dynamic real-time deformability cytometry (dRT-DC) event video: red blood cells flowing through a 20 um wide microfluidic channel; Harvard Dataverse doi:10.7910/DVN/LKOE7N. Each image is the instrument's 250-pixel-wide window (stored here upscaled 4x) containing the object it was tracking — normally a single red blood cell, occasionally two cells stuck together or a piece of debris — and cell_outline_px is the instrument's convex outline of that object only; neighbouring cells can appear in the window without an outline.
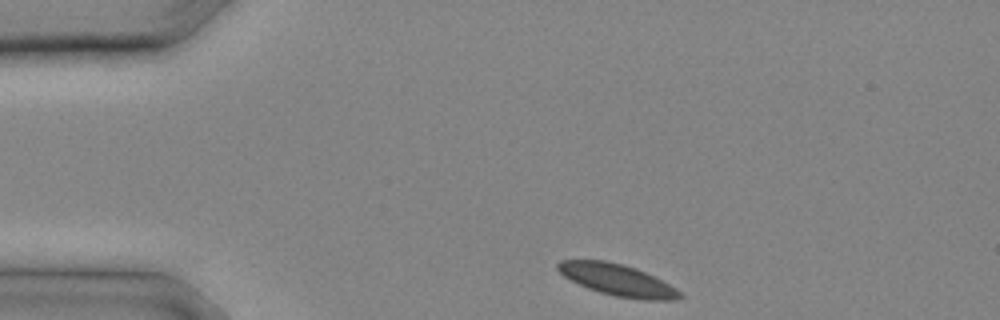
{"species": "common noctule bat (a hibernating species)", "species_latin": "Nyctalus noctula", "temperature_condition": "cold", "stored_images_in_passage": 7, "camera_frame_rate_fps": 3000, "um_per_image_px": 0.085, "animal": {"sex": "male", "body_mass_g": 20.4}, "frame": {"image": 1, "passage_image": 1, "time_ms": 0.0, "image_size_px": [1000, 320], "cell_outline_px": [[684, 296], [680, 300], [644, 300], [616, 296], [600, 292], [588, 288], [564, 276], [556, 268], [556, 264], [560, 260], [604, 260], [636, 268], [676, 288]], "centroid_in_image_um": [52.49, 23.8], "position_along_channel_um": 32.5, "area_um2": 22.2}}
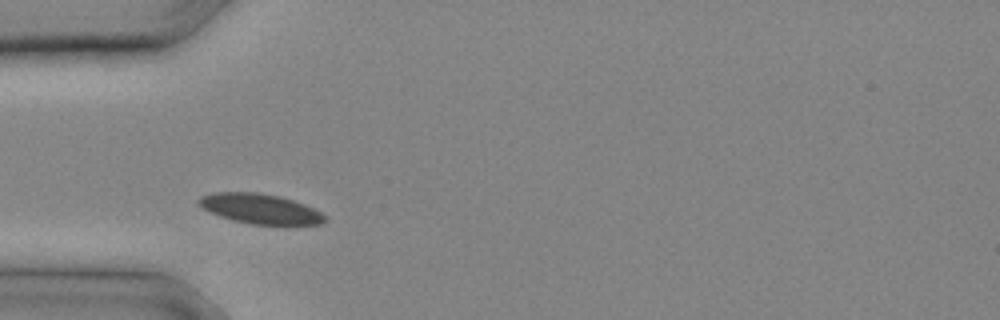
{"frame": {"image": 2, "passage_image": 4, "time_ms": 1.0, "image_size_px": [1000, 320], "cell_outline_px": [[328, 220], [320, 224], [252, 224], [232, 220], [208, 212], [200, 208], [196, 200], [200, 196], [216, 192], [260, 192], [280, 196], [304, 204], [320, 212]], "centroid_in_image_um": [22.04, 17.73], "position_along_channel_um": 63.0, "area_um2": 22.02}}
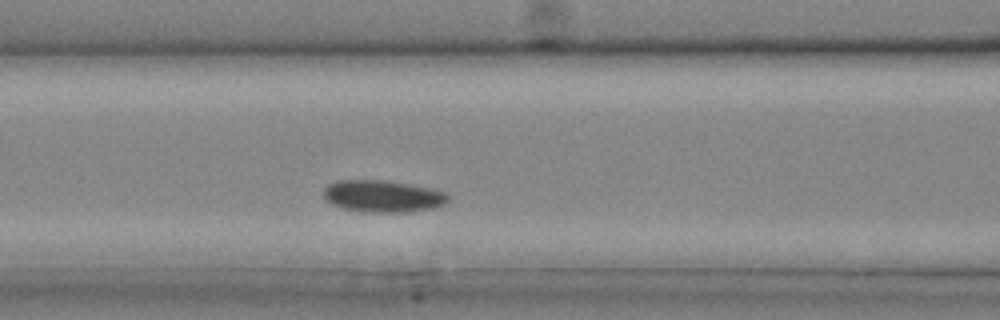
{"frame": {"image": 3, "passage_image": 7, "time_ms": 2.0, "image_size_px": [1000, 320], "cell_outline_px": [[448, 200], [444, 204], [432, 208], [408, 212], [364, 212], [344, 208], [332, 204], [324, 196], [324, 188], [328, 184], [336, 180], [384, 180], [408, 184], [428, 188], [444, 192], [448, 196]], "centroid_in_image_um": [32.51, 16.67], "position_along_channel_um": 134.1, "area_um2": 22.95}}